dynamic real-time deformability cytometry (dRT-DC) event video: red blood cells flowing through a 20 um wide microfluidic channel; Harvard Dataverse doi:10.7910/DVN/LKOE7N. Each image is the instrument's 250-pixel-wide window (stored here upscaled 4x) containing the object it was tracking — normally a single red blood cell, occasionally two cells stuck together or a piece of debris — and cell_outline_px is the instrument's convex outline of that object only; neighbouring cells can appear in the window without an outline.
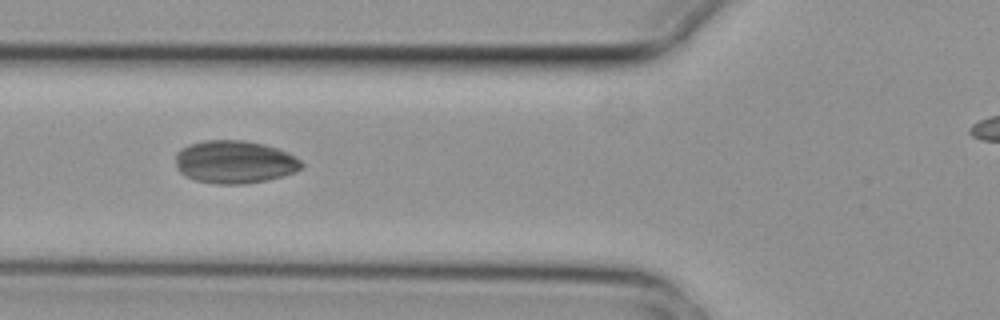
{"species": "common noctule bat (a hibernating species)", "species_latin": "Nyctalus noctula", "temperature_condition": "cold", "stored_images_in_passage": 6, "camera_frame_rate_fps": 3000, "um_per_image_px": 0.085, "animal": {"sex": "female", "body_mass_g": 29.2, "forearm_length_mm": 56.3}, "frame": {"image": 1, "passage_image": 4, "time_ms": 1.0, "image_size_px": [1000, 320], "cell_outline_px": [[304, 168], [296, 172], [268, 180], [244, 184], [216, 184], [196, 180], [180, 172], [176, 168], [176, 152], [180, 148], [188, 144], [204, 140], [244, 140], [264, 144], [288, 152], [296, 156], [304, 164]], "centroid_in_image_um": [19.96, 13.76], "position_along_channel_um": 105.8, "area_um2": 31.79}}
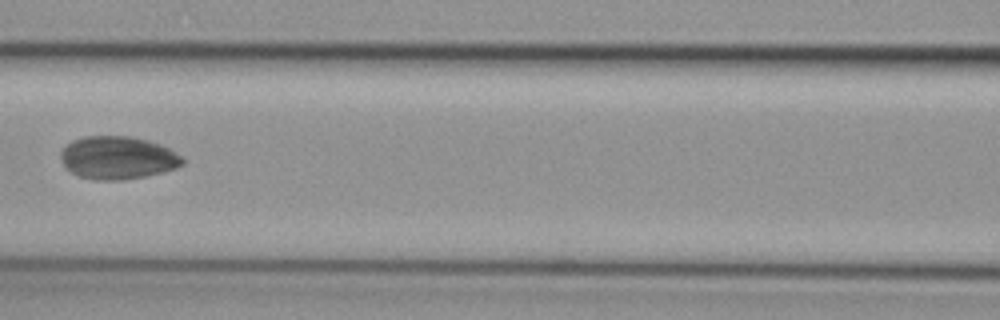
{"frame": {"image": 2, "passage_image": 5, "time_ms": 1.333, "image_size_px": [1000, 320], "cell_outline_px": [[184, 164], [176, 168], [164, 172], [124, 180], [96, 180], [80, 176], [64, 168], [60, 156], [60, 152], [72, 140], [84, 136], [132, 136], [148, 140], [160, 144], [184, 156]], "centroid_in_image_um": [10.02, 13.4], "position_along_channel_um": 156.6, "area_um2": 30.69}}
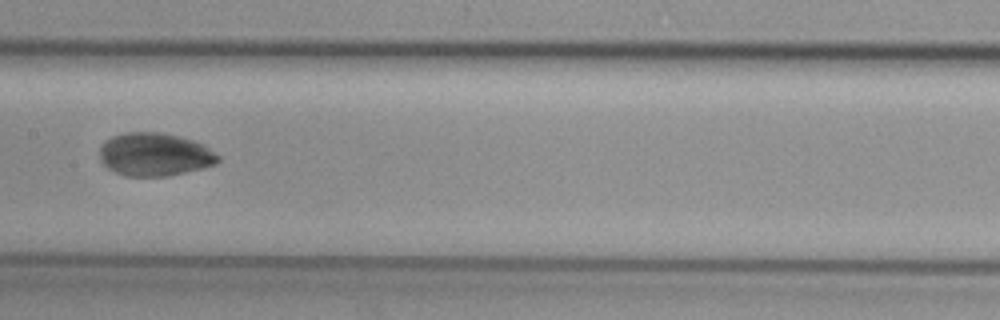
{"frame": {"image": 3, "passage_image": 6, "time_ms": 1.667, "image_size_px": [1000, 320], "cell_outline_px": [[220, 160], [216, 164], [204, 168], [168, 176], [128, 176], [116, 172], [108, 168], [104, 164], [100, 156], [100, 144], [104, 140], [112, 136], [124, 132], [160, 132], [180, 136], [204, 144], [220, 156]], "centroid_in_image_um": [13.17, 13.12], "position_along_channel_um": 194.2, "area_um2": 30.0}}